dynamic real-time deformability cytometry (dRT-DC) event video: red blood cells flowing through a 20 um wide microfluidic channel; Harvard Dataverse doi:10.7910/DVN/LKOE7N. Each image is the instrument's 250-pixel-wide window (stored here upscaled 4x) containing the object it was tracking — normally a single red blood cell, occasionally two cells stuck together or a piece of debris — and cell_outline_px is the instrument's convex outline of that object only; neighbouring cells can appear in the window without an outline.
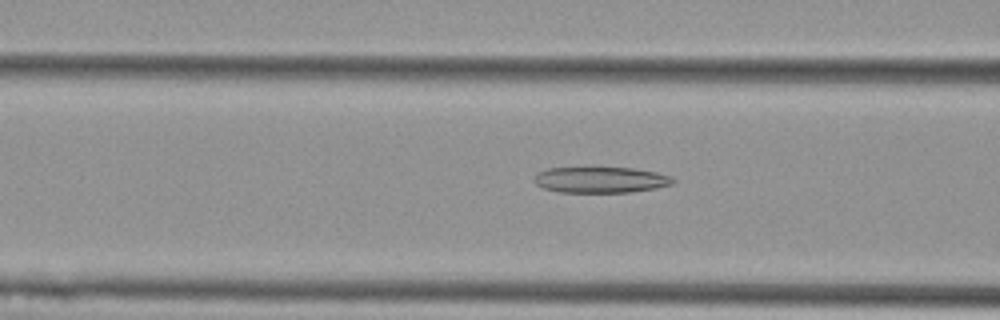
{"species": "Egyptian fruit bat (a non-hibernating species)", "species_latin": "Rousettus aegyptiacus", "temperature_condition": "cold", "stored_images_in_passage": 53, "camera_frame_rate_fps": 3000, "um_per_image_px": 0.085, "animal": {"sex": "female"}, "frame": {"image": 1, "passage_image": 20, "time_ms": 6.333, "image_size_px": [1000, 320], "cell_outline_px": [[676, 180], [672, 184], [656, 188], [632, 192], [560, 192], [544, 188], [536, 184], [536, 176], [540, 172], [548, 168], [632, 168], [656, 172], [672, 176]], "centroid_in_image_um": [51.12, 15.29], "position_along_channel_um": 115.5, "area_um2": 20.75}}
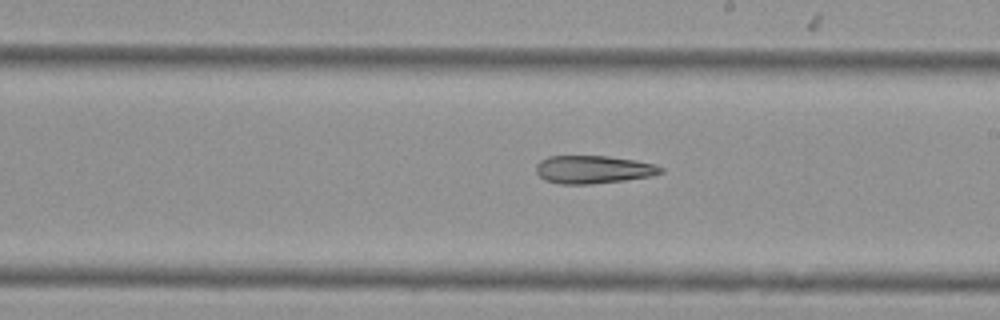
{"frame": {"image": 2, "passage_image": 30, "time_ms": 9.667, "image_size_px": [1000, 320], "cell_outline_px": [[664, 172], [652, 176], [624, 180], [592, 184], [560, 184], [544, 180], [536, 172], [536, 164], [540, 160], [548, 156], [608, 156], [636, 160], [656, 164], [664, 168]], "centroid_in_image_um": [50.44, 14.4], "position_along_channel_um": 238.6, "area_um2": 20.52}}
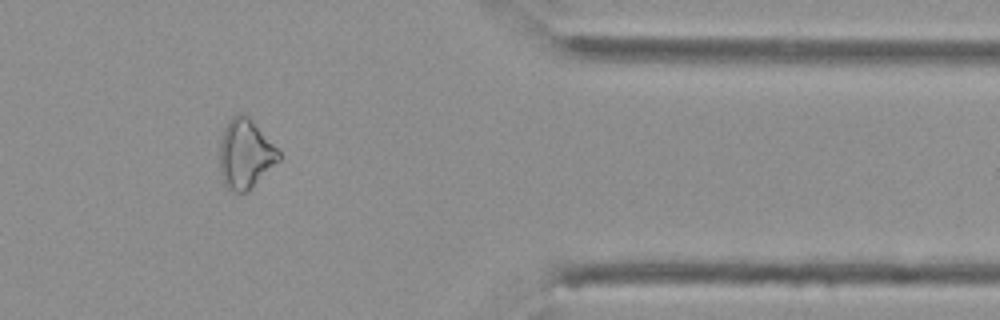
{"frame": {"image": 3, "passage_image": 44, "time_ms": 14.333, "image_size_px": [1000, 320], "cell_outline_px": [[280, 160], [248, 192], [228, 192], [224, 184], [220, 172], [220, 140], [224, 128], [228, 120], [236, 112], [244, 112], [252, 120], [280, 152]], "centroid_in_image_um": [20.83, 13.09], "position_along_channel_um": 390.6, "area_um2": 24.16}}